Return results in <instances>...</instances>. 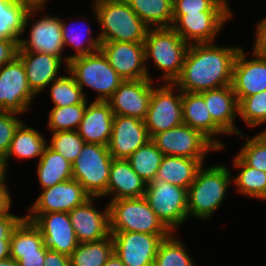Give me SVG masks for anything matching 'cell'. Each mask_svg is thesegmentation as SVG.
<instances>
[{
  "mask_svg": "<svg viewBox=\"0 0 266 266\" xmlns=\"http://www.w3.org/2000/svg\"><path fill=\"white\" fill-rule=\"evenodd\" d=\"M30 38H20L18 52H43L64 60L67 68L69 60L62 56L64 42L61 31V19L57 16H41L33 21Z\"/></svg>",
  "mask_w": 266,
  "mask_h": 266,
  "instance_id": "cell-17",
  "label": "cell"
},
{
  "mask_svg": "<svg viewBox=\"0 0 266 266\" xmlns=\"http://www.w3.org/2000/svg\"><path fill=\"white\" fill-rule=\"evenodd\" d=\"M67 70L82 90L86 86L98 93L94 101H107L124 81L101 50L69 60Z\"/></svg>",
  "mask_w": 266,
  "mask_h": 266,
  "instance_id": "cell-6",
  "label": "cell"
},
{
  "mask_svg": "<svg viewBox=\"0 0 266 266\" xmlns=\"http://www.w3.org/2000/svg\"><path fill=\"white\" fill-rule=\"evenodd\" d=\"M0 266H18L17 262L11 257L0 260Z\"/></svg>",
  "mask_w": 266,
  "mask_h": 266,
  "instance_id": "cell-55",
  "label": "cell"
},
{
  "mask_svg": "<svg viewBox=\"0 0 266 266\" xmlns=\"http://www.w3.org/2000/svg\"><path fill=\"white\" fill-rule=\"evenodd\" d=\"M205 159L164 155L155 180L165 181L188 190Z\"/></svg>",
  "mask_w": 266,
  "mask_h": 266,
  "instance_id": "cell-27",
  "label": "cell"
},
{
  "mask_svg": "<svg viewBox=\"0 0 266 266\" xmlns=\"http://www.w3.org/2000/svg\"><path fill=\"white\" fill-rule=\"evenodd\" d=\"M153 86L149 108L144 123L150 138L183 124L182 91L174 83H163L161 87ZM175 89L179 92L174 94Z\"/></svg>",
  "mask_w": 266,
  "mask_h": 266,
  "instance_id": "cell-9",
  "label": "cell"
},
{
  "mask_svg": "<svg viewBox=\"0 0 266 266\" xmlns=\"http://www.w3.org/2000/svg\"><path fill=\"white\" fill-rule=\"evenodd\" d=\"M38 11L28 10L13 0H0V39L20 41L30 17Z\"/></svg>",
  "mask_w": 266,
  "mask_h": 266,
  "instance_id": "cell-28",
  "label": "cell"
},
{
  "mask_svg": "<svg viewBox=\"0 0 266 266\" xmlns=\"http://www.w3.org/2000/svg\"><path fill=\"white\" fill-rule=\"evenodd\" d=\"M205 101L212 120L228 135L236 134L244 138L245 134L234 125L238 116V99L232 86H224L199 93Z\"/></svg>",
  "mask_w": 266,
  "mask_h": 266,
  "instance_id": "cell-23",
  "label": "cell"
},
{
  "mask_svg": "<svg viewBox=\"0 0 266 266\" xmlns=\"http://www.w3.org/2000/svg\"><path fill=\"white\" fill-rule=\"evenodd\" d=\"M230 183L229 167L214 165L205 168L203 164L187 190L188 216L209 220L223 203Z\"/></svg>",
  "mask_w": 266,
  "mask_h": 266,
  "instance_id": "cell-3",
  "label": "cell"
},
{
  "mask_svg": "<svg viewBox=\"0 0 266 266\" xmlns=\"http://www.w3.org/2000/svg\"><path fill=\"white\" fill-rule=\"evenodd\" d=\"M47 145V140L40 132L22 122L15 130L10 148L2 161L7 169L8 159L11 156H15L18 159L36 157L40 159Z\"/></svg>",
  "mask_w": 266,
  "mask_h": 266,
  "instance_id": "cell-29",
  "label": "cell"
},
{
  "mask_svg": "<svg viewBox=\"0 0 266 266\" xmlns=\"http://www.w3.org/2000/svg\"><path fill=\"white\" fill-rule=\"evenodd\" d=\"M37 175L41 189L52 187L57 183L73 179L72 163L60 153L46 146L39 159Z\"/></svg>",
  "mask_w": 266,
  "mask_h": 266,
  "instance_id": "cell-30",
  "label": "cell"
},
{
  "mask_svg": "<svg viewBox=\"0 0 266 266\" xmlns=\"http://www.w3.org/2000/svg\"><path fill=\"white\" fill-rule=\"evenodd\" d=\"M238 115L251 128L266 123V90L241 99Z\"/></svg>",
  "mask_w": 266,
  "mask_h": 266,
  "instance_id": "cell-40",
  "label": "cell"
},
{
  "mask_svg": "<svg viewBox=\"0 0 266 266\" xmlns=\"http://www.w3.org/2000/svg\"><path fill=\"white\" fill-rule=\"evenodd\" d=\"M47 248L43 245L38 253L30 254H10L18 266H43Z\"/></svg>",
  "mask_w": 266,
  "mask_h": 266,
  "instance_id": "cell-45",
  "label": "cell"
},
{
  "mask_svg": "<svg viewBox=\"0 0 266 266\" xmlns=\"http://www.w3.org/2000/svg\"><path fill=\"white\" fill-rule=\"evenodd\" d=\"M85 141L75 130L57 131L52 133L49 147L60 153L67 161L73 163L79 156Z\"/></svg>",
  "mask_w": 266,
  "mask_h": 266,
  "instance_id": "cell-41",
  "label": "cell"
},
{
  "mask_svg": "<svg viewBox=\"0 0 266 266\" xmlns=\"http://www.w3.org/2000/svg\"><path fill=\"white\" fill-rule=\"evenodd\" d=\"M253 56V59H247L241 48L234 61L231 86L238 102L266 90V58L255 52Z\"/></svg>",
  "mask_w": 266,
  "mask_h": 266,
  "instance_id": "cell-18",
  "label": "cell"
},
{
  "mask_svg": "<svg viewBox=\"0 0 266 266\" xmlns=\"http://www.w3.org/2000/svg\"><path fill=\"white\" fill-rule=\"evenodd\" d=\"M100 50L124 81L153 80L145 63L144 43L101 42Z\"/></svg>",
  "mask_w": 266,
  "mask_h": 266,
  "instance_id": "cell-15",
  "label": "cell"
},
{
  "mask_svg": "<svg viewBox=\"0 0 266 266\" xmlns=\"http://www.w3.org/2000/svg\"><path fill=\"white\" fill-rule=\"evenodd\" d=\"M113 252L125 266H153L161 241L169 235L110 231Z\"/></svg>",
  "mask_w": 266,
  "mask_h": 266,
  "instance_id": "cell-13",
  "label": "cell"
},
{
  "mask_svg": "<svg viewBox=\"0 0 266 266\" xmlns=\"http://www.w3.org/2000/svg\"><path fill=\"white\" fill-rule=\"evenodd\" d=\"M261 134L266 138V129L265 131H261Z\"/></svg>",
  "mask_w": 266,
  "mask_h": 266,
  "instance_id": "cell-56",
  "label": "cell"
},
{
  "mask_svg": "<svg viewBox=\"0 0 266 266\" xmlns=\"http://www.w3.org/2000/svg\"><path fill=\"white\" fill-rule=\"evenodd\" d=\"M43 266H71L68 255L47 249Z\"/></svg>",
  "mask_w": 266,
  "mask_h": 266,
  "instance_id": "cell-49",
  "label": "cell"
},
{
  "mask_svg": "<svg viewBox=\"0 0 266 266\" xmlns=\"http://www.w3.org/2000/svg\"><path fill=\"white\" fill-rule=\"evenodd\" d=\"M253 52L266 58V17L257 23Z\"/></svg>",
  "mask_w": 266,
  "mask_h": 266,
  "instance_id": "cell-48",
  "label": "cell"
},
{
  "mask_svg": "<svg viewBox=\"0 0 266 266\" xmlns=\"http://www.w3.org/2000/svg\"><path fill=\"white\" fill-rule=\"evenodd\" d=\"M110 231L170 235L172 232L150 208L144 197L122 198L109 202Z\"/></svg>",
  "mask_w": 266,
  "mask_h": 266,
  "instance_id": "cell-5",
  "label": "cell"
},
{
  "mask_svg": "<svg viewBox=\"0 0 266 266\" xmlns=\"http://www.w3.org/2000/svg\"><path fill=\"white\" fill-rule=\"evenodd\" d=\"M126 1L149 28H169L172 26L173 0Z\"/></svg>",
  "mask_w": 266,
  "mask_h": 266,
  "instance_id": "cell-31",
  "label": "cell"
},
{
  "mask_svg": "<svg viewBox=\"0 0 266 266\" xmlns=\"http://www.w3.org/2000/svg\"><path fill=\"white\" fill-rule=\"evenodd\" d=\"M114 113L107 101H92L86 104L81 123L76 130L85 143L108 146Z\"/></svg>",
  "mask_w": 266,
  "mask_h": 266,
  "instance_id": "cell-22",
  "label": "cell"
},
{
  "mask_svg": "<svg viewBox=\"0 0 266 266\" xmlns=\"http://www.w3.org/2000/svg\"><path fill=\"white\" fill-rule=\"evenodd\" d=\"M184 246L171 233L161 241L153 266H196Z\"/></svg>",
  "mask_w": 266,
  "mask_h": 266,
  "instance_id": "cell-37",
  "label": "cell"
},
{
  "mask_svg": "<svg viewBox=\"0 0 266 266\" xmlns=\"http://www.w3.org/2000/svg\"><path fill=\"white\" fill-rule=\"evenodd\" d=\"M144 47L145 62L153 59L155 66L164 73L161 80L174 83L181 74L189 44L172 27L149 28Z\"/></svg>",
  "mask_w": 266,
  "mask_h": 266,
  "instance_id": "cell-4",
  "label": "cell"
},
{
  "mask_svg": "<svg viewBox=\"0 0 266 266\" xmlns=\"http://www.w3.org/2000/svg\"><path fill=\"white\" fill-rule=\"evenodd\" d=\"M26 70L31 90L37 95L57 79L62 60L43 52H17Z\"/></svg>",
  "mask_w": 266,
  "mask_h": 266,
  "instance_id": "cell-24",
  "label": "cell"
},
{
  "mask_svg": "<svg viewBox=\"0 0 266 266\" xmlns=\"http://www.w3.org/2000/svg\"><path fill=\"white\" fill-rule=\"evenodd\" d=\"M10 257V238H0V260Z\"/></svg>",
  "mask_w": 266,
  "mask_h": 266,
  "instance_id": "cell-52",
  "label": "cell"
},
{
  "mask_svg": "<svg viewBox=\"0 0 266 266\" xmlns=\"http://www.w3.org/2000/svg\"><path fill=\"white\" fill-rule=\"evenodd\" d=\"M95 198L99 197H90L68 213L78 243L95 242L110 235L109 205L103 212L97 210L93 205Z\"/></svg>",
  "mask_w": 266,
  "mask_h": 266,
  "instance_id": "cell-21",
  "label": "cell"
},
{
  "mask_svg": "<svg viewBox=\"0 0 266 266\" xmlns=\"http://www.w3.org/2000/svg\"><path fill=\"white\" fill-rule=\"evenodd\" d=\"M113 253L111 234L99 241L78 243L69 256L71 266H103Z\"/></svg>",
  "mask_w": 266,
  "mask_h": 266,
  "instance_id": "cell-33",
  "label": "cell"
},
{
  "mask_svg": "<svg viewBox=\"0 0 266 266\" xmlns=\"http://www.w3.org/2000/svg\"><path fill=\"white\" fill-rule=\"evenodd\" d=\"M146 184L127 159L113 158L107 186V196L112 195L111 200L144 197Z\"/></svg>",
  "mask_w": 266,
  "mask_h": 266,
  "instance_id": "cell-26",
  "label": "cell"
},
{
  "mask_svg": "<svg viewBox=\"0 0 266 266\" xmlns=\"http://www.w3.org/2000/svg\"><path fill=\"white\" fill-rule=\"evenodd\" d=\"M43 246L39 229L24 218L14 229L10 238V254L38 253Z\"/></svg>",
  "mask_w": 266,
  "mask_h": 266,
  "instance_id": "cell-35",
  "label": "cell"
},
{
  "mask_svg": "<svg viewBox=\"0 0 266 266\" xmlns=\"http://www.w3.org/2000/svg\"><path fill=\"white\" fill-rule=\"evenodd\" d=\"M7 169L4 162L0 159V185L7 179Z\"/></svg>",
  "mask_w": 266,
  "mask_h": 266,
  "instance_id": "cell-54",
  "label": "cell"
},
{
  "mask_svg": "<svg viewBox=\"0 0 266 266\" xmlns=\"http://www.w3.org/2000/svg\"><path fill=\"white\" fill-rule=\"evenodd\" d=\"M182 114L184 124L199 130L218 150L224 148V144L214 136L226 133L212 120L204 98L199 93L182 92Z\"/></svg>",
  "mask_w": 266,
  "mask_h": 266,
  "instance_id": "cell-25",
  "label": "cell"
},
{
  "mask_svg": "<svg viewBox=\"0 0 266 266\" xmlns=\"http://www.w3.org/2000/svg\"><path fill=\"white\" fill-rule=\"evenodd\" d=\"M248 166L266 172V138L258 133L245 139V145L237 154Z\"/></svg>",
  "mask_w": 266,
  "mask_h": 266,
  "instance_id": "cell-42",
  "label": "cell"
},
{
  "mask_svg": "<svg viewBox=\"0 0 266 266\" xmlns=\"http://www.w3.org/2000/svg\"><path fill=\"white\" fill-rule=\"evenodd\" d=\"M103 266H125L119 257L113 252Z\"/></svg>",
  "mask_w": 266,
  "mask_h": 266,
  "instance_id": "cell-53",
  "label": "cell"
},
{
  "mask_svg": "<svg viewBox=\"0 0 266 266\" xmlns=\"http://www.w3.org/2000/svg\"><path fill=\"white\" fill-rule=\"evenodd\" d=\"M5 182L6 180L0 185V216L9 214V210H11L12 198Z\"/></svg>",
  "mask_w": 266,
  "mask_h": 266,
  "instance_id": "cell-50",
  "label": "cell"
},
{
  "mask_svg": "<svg viewBox=\"0 0 266 266\" xmlns=\"http://www.w3.org/2000/svg\"><path fill=\"white\" fill-rule=\"evenodd\" d=\"M68 23L64 22L63 19H61V31H62V37H63V42H64V48H66L65 46H73V49L76 50V54L74 55H70V56H66L68 60H71L73 58L79 57V56H85L94 52H97L98 50H100V46H101V40L99 35L96 36V38H93L91 35V29L88 28L86 29V36L88 34V36L90 38L86 39V43L84 42V38L85 36H83V33L85 30L84 27H81L82 29L79 28V32L76 29H70V27H68V25H66ZM74 25V23L72 24ZM84 25V24H83ZM86 28V27H85ZM89 31V32H88ZM85 34V33H84ZM86 45V46H85Z\"/></svg>",
  "mask_w": 266,
  "mask_h": 266,
  "instance_id": "cell-38",
  "label": "cell"
},
{
  "mask_svg": "<svg viewBox=\"0 0 266 266\" xmlns=\"http://www.w3.org/2000/svg\"><path fill=\"white\" fill-rule=\"evenodd\" d=\"M144 198L172 233L188 218L187 189L183 187L154 180L146 184Z\"/></svg>",
  "mask_w": 266,
  "mask_h": 266,
  "instance_id": "cell-8",
  "label": "cell"
},
{
  "mask_svg": "<svg viewBox=\"0 0 266 266\" xmlns=\"http://www.w3.org/2000/svg\"><path fill=\"white\" fill-rule=\"evenodd\" d=\"M91 8L102 29L101 42L144 43L149 27L126 0H93Z\"/></svg>",
  "mask_w": 266,
  "mask_h": 266,
  "instance_id": "cell-2",
  "label": "cell"
},
{
  "mask_svg": "<svg viewBox=\"0 0 266 266\" xmlns=\"http://www.w3.org/2000/svg\"><path fill=\"white\" fill-rule=\"evenodd\" d=\"M112 160L108 146L85 143L72 163L73 179L77 180L91 197L107 196Z\"/></svg>",
  "mask_w": 266,
  "mask_h": 266,
  "instance_id": "cell-7",
  "label": "cell"
},
{
  "mask_svg": "<svg viewBox=\"0 0 266 266\" xmlns=\"http://www.w3.org/2000/svg\"><path fill=\"white\" fill-rule=\"evenodd\" d=\"M24 218L11 213L0 216V238H11L14 229Z\"/></svg>",
  "mask_w": 266,
  "mask_h": 266,
  "instance_id": "cell-46",
  "label": "cell"
},
{
  "mask_svg": "<svg viewBox=\"0 0 266 266\" xmlns=\"http://www.w3.org/2000/svg\"><path fill=\"white\" fill-rule=\"evenodd\" d=\"M25 218L39 229L43 245L68 256L77 248L78 241L67 212L29 213Z\"/></svg>",
  "mask_w": 266,
  "mask_h": 266,
  "instance_id": "cell-12",
  "label": "cell"
},
{
  "mask_svg": "<svg viewBox=\"0 0 266 266\" xmlns=\"http://www.w3.org/2000/svg\"><path fill=\"white\" fill-rule=\"evenodd\" d=\"M151 140L163 155L205 159L206 152L218 148L199 130L186 124L155 134Z\"/></svg>",
  "mask_w": 266,
  "mask_h": 266,
  "instance_id": "cell-10",
  "label": "cell"
},
{
  "mask_svg": "<svg viewBox=\"0 0 266 266\" xmlns=\"http://www.w3.org/2000/svg\"><path fill=\"white\" fill-rule=\"evenodd\" d=\"M233 12H199L173 15L172 28L187 44L212 43Z\"/></svg>",
  "mask_w": 266,
  "mask_h": 266,
  "instance_id": "cell-14",
  "label": "cell"
},
{
  "mask_svg": "<svg viewBox=\"0 0 266 266\" xmlns=\"http://www.w3.org/2000/svg\"><path fill=\"white\" fill-rule=\"evenodd\" d=\"M50 96L54 103L53 107H63L76 104H87L86 94L76 83L73 75L58 76L51 82Z\"/></svg>",
  "mask_w": 266,
  "mask_h": 266,
  "instance_id": "cell-36",
  "label": "cell"
},
{
  "mask_svg": "<svg viewBox=\"0 0 266 266\" xmlns=\"http://www.w3.org/2000/svg\"><path fill=\"white\" fill-rule=\"evenodd\" d=\"M85 109L86 104L53 107L48 116V128L52 133L66 130L76 131L82 121Z\"/></svg>",
  "mask_w": 266,
  "mask_h": 266,
  "instance_id": "cell-39",
  "label": "cell"
},
{
  "mask_svg": "<svg viewBox=\"0 0 266 266\" xmlns=\"http://www.w3.org/2000/svg\"><path fill=\"white\" fill-rule=\"evenodd\" d=\"M233 166L240 170L232 181L238 192L248 197L266 200V172L248 166L238 155Z\"/></svg>",
  "mask_w": 266,
  "mask_h": 266,
  "instance_id": "cell-32",
  "label": "cell"
},
{
  "mask_svg": "<svg viewBox=\"0 0 266 266\" xmlns=\"http://www.w3.org/2000/svg\"><path fill=\"white\" fill-rule=\"evenodd\" d=\"M240 47L212 43L190 44L180 76L174 81L182 92L201 93L231 85L233 65Z\"/></svg>",
  "mask_w": 266,
  "mask_h": 266,
  "instance_id": "cell-1",
  "label": "cell"
},
{
  "mask_svg": "<svg viewBox=\"0 0 266 266\" xmlns=\"http://www.w3.org/2000/svg\"><path fill=\"white\" fill-rule=\"evenodd\" d=\"M36 96L28 84L24 64L18 56L0 67V111L23 114Z\"/></svg>",
  "mask_w": 266,
  "mask_h": 266,
  "instance_id": "cell-11",
  "label": "cell"
},
{
  "mask_svg": "<svg viewBox=\"0 0 266 266\" xmlns=\"http://www.w3.org/2000/svg\"><path fill=\"white\" fill-rule=\"evenodd\" d=\"M91 196L75 179H69L52 187L42 189L40 196L29 209L30 213H69Z\"/></svg>",
  "mask_w": 266,
  "mask_h": 266,
  "instance_id": "cell-19",
  "label": "cell"
},
{
  "mask_svg": "<svg viewBox=\"0 0 266 266\" xmlns=\"http://www.w3.org/2000/svg\"><path fill=\"white\" fill-rule=\"evenodd\" d=\"M17 113L0 111V159L6 156L15 130L22 123Z\"/></svg>",
  "mask_w": 266,
  "mask_h": 266,
  "instance_id": "cell-44",
  "label": "cell"
},
{
  "mask_svg": "<svg viewBox=\"0 0 266 266\" xmlns=\"http://www.w3.org/2000/svg\"><path fill=\"white\" fill-rule=\"evenodd\" d=\"M19 41L0 39V67L17 56Z\"/></svg>",
  "mask_w": 266,
  "mask_h": 266,
  "instance_id": "cell-47",
  "label": "cell"
},
{
  "mask_svg": "<svg viewBox=\"0 0 266 266\" xmlns=\"http://www.w3.org/2000/svg\"><path fill=\"white\" fill-rule=\"evenodd\" d=\"M153 93V80H125L107 100L114 115L144 121Z\"/></svg>",
  "mask_w": 266,
  "mask_h": 266,
  "instance_id": "cell-16",
  "label": "cell"
},
{
  "mask_svg": "<svg viewBox=\"0 0 266 266\" xmlns=\"http://www.w3.org/2000/svg\"><path fill=\"white\" fill-rule=\"evenodd\" d=\"M15 3L26 7L28 10H42L47 0H13Z\"/></svg>",
  "mask_w": 266,
  "mask_h": 266,
  "instance_id": "cell-51",
  "label": "cell"
},
{
  "mask_svg": "<svg viewBox=\"0 0 266 266\" xmlns=\"http://www.w3.org/2000/svg\"><path fill=\"white\" fill-rule=\"evenodd\" d=\"M199 12H231L227 0H173V15Z\"/></svg>",
  "mask_w": 266,
  "mask_h": 266,
  "instance_id": "cell-43",
  "label": "cell"
},
{
  "mask_svg": "<svg viewBox=\"0 0 266 266\" xmlns=\"http://www.w3.org/2000/svg\"><path fill=\"white\" fill-rule=\"evenodd\" d=\"M164 155L152 140L138 148L127 160L132 169L146 182L155 180Z\"/></svg>",
  "mask_w": 266,
  "mask_h": 266,
  "instance_id": "cell-34",
  "label": "cell"
},
{
  "mask_svg": "<svg viewBox=\"0 0 266 266\" xmlns=\"http://www.w3.org/2000/svg\"><path fill=\"white\" fill-rule=\"evenodd\" d=\"M151 140L145 123L130 116L114 115L108 150L115 159H127Z\"/></svg>",
  "mask_w": 266,
  "mask_h": 266,
  "instance_id": "cell-20",
  "label": "cell"
}]
</instances>
